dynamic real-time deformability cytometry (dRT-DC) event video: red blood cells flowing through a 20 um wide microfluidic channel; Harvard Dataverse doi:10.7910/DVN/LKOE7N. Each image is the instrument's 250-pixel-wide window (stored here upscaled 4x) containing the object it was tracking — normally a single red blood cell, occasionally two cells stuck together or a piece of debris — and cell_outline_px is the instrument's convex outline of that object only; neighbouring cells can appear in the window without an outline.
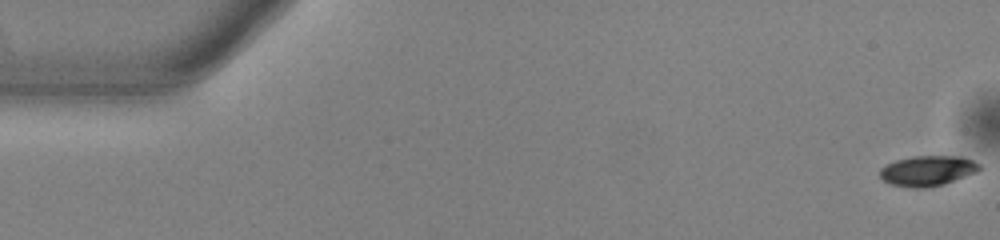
{"species": "common noctule bat (a hibernating species)", "species_latin": "Nyctalus noctula", "temperature_condition": "warm", "stored_images_in_passage": 54, "camera_frame_rate_fps": 3000, "um_per_image_px": 0.085, "animal": {"sex": "male", "body_mass_g": 13.0, "forearm_length_mm": 53.1}, "frame": {"image": 1, "passage_image": 1, "time_ms": 0.0, "image_size_px": [1000, 240], "cell_outline_px": [[980, 168], [976, 172], [944, 184], [928, 188], [912, 188], [892, 184], [884, 180], [880, 176], [880, 168], [896, 160], [912, 156], [964, 156], [980, 164]], "centroid_in_image_um": [78.86, 14.51], "position_along_channel_um": 6.1, "area_um2": 17.51}}
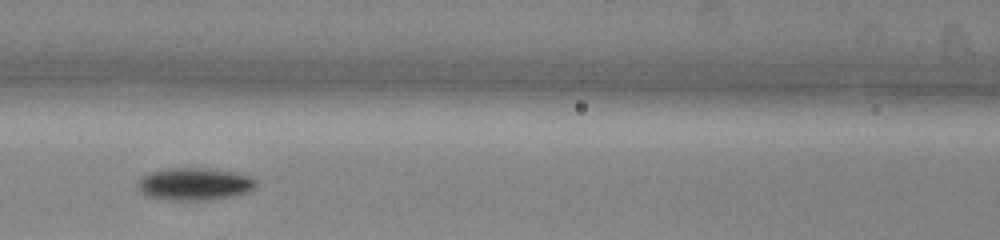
{"frame": {"image": 2, "passage_image": 24, "time_ms": 7.667, "image_size_px": [1000, 240], "cell_outline_px": [[256, 184], [248, 192], [232, 196], [208, 200], [168, 200], [144, 196], [140, 192], [136, 184], [148, 172], [168, 168], [208, 168], [232, 172], [248, 176], [256, 180]], "centroid_in_image_um": [16.47, 15.65], "position_along_channel_um": 150.1, "area_um2": 22.37}}
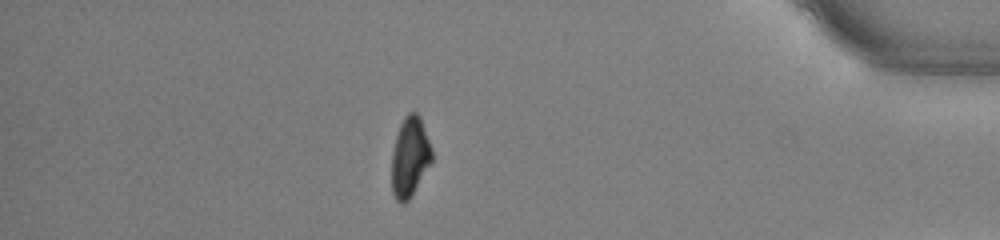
{"frame": {"image": 3, "passage_image": 47, "time_ms": 15.333, "image_size_px": [1000, 240], "cell_outline_px": [[432, 160], [408, 200], [404, 204], [400, 204], [396, 200], [392, 192], [392, 152], [396, 136], [400, 124], [404, 116], [408, 112], [416, 112], [420, 116], [432, 148]], "centroid_in_image_um": [34.83, 13.32], "position_along_channel_um": 400.4, "area_um2": 18.55}, "authors_computed_cell_mechanics": {"area_um2": 19.3341, "velocity_mm_per_s": 3.8371, "shape_relaxation_time_tau1_ms": 1.92, "shape_relaxation_time_tau2_ms": null, "deformation_change_tau1": 0.139, "deformation_change_tau2": null}}